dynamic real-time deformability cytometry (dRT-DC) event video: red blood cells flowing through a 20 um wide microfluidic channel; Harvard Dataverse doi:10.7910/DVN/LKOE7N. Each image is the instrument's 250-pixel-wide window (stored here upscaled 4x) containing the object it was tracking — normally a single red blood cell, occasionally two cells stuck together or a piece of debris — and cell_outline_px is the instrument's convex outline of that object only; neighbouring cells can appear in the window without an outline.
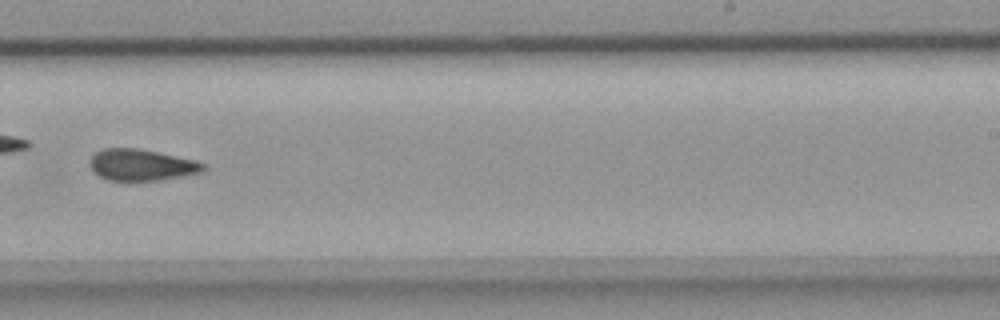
{"species": "common noctule bat (a hibernating species)", "species_latin": "Nyctalus noctula", "temperature_condition": "room temperature", "stored_images_in_passage": 32, "camera_frame_rate_fps": 3000, "um_per_image_px": 0.085, "animal": {"sex": "female", "body_mass_g": 18.4}, "frame": {"image": 1, "passage_image": 19, "time_ms": 6.0, "image_size_px": [1000, 320], "cell_outline_px": [[208, 168], [200, 172], [160, 180], [108, 180], [100, 176], [88, 164], [88, 160], [96, 152], [104, 148], [136, 148], [196, 160], [204, 164]], "centroid_in_image_um": [12.01, 14.01], "position_along_channel_um": 277.0, "area_um2": 20.52}}